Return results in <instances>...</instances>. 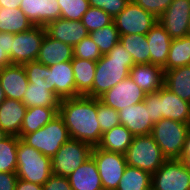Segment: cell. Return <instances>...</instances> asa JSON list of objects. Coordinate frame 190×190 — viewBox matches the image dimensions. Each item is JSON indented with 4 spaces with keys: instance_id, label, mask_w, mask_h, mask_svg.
Here are the masks:
<instances>
[{
    "instance_id": "cell-1",
    "label": "cell",
    "mask_w": 190,
    "mask_h": 190,
    "mask_svg": "<svg viewBox=\"0 0 190 190\" xmlns=\"http://www.w3.org/2000/svg\"><path fill=\"white\" fill-rule=\"evenodd\" d=\"M59 115L72 139L92 147L100 144L102 132L97 120V98L80 95L60 100Z\"/></svg>"
},
{
    "instance_id": "cell-2",
    "label": "cell",
    "mask_w": 190,
    "mask_h": 190,
    "mask_svg": "<svg viewBox=\"0 0 190 190\" xmlns=\"http://www.w3.org/2000/svg\"><path fill=\"white\" fill-rule=\"evenodd\" d=\"M134 61L129 52L119 43L97 61L92 89L85 95L99 99L117 83L129 77Z\"/></svg>"
},
{
    "instance_id": "cell-3",
    "label": "cell",
    "mask_w": 190,
    "mask_h": 190,
    "mask_svg": "<svg viewBox=\"0 0 190 190\" xmlns=\"http://www.w3.org/2000/svg\"><path fill=\"white\" fill-rule=\"evenodd\" d=\"M16 175L19 179L43 185L52 175L51 158L20 139L17 147Z\"/></svg>"
},
{
    "instance_id": "cell-4",
    "label": "cell",
    "mask_w": 190,
    "mask_h": 190,
    "mask_svg": "<svg viewBox=\"0 0 190 190\" xmlns=\"http://www.w3.org/2000/svg\"><path fill=\"white\" fill-rule=\"evenodd\" d=\"M190 124L162 118L154 123L151 135L167 159H180Z\"/></svg>"
},
{
    "instance_id": "cell-5",
    "label": "cell",
    "mask_w": 190,
    "mask_h": 190,
    "mask_svg": "<svg viewBox=\"0 0 190 190\" xmlns=\"http://www.w3.org/2000/svg\"><path fill=\"white\" fill-rule=\"evenodd\" d=\"M128 166L155 173L167 160L151 134L133 137L124 153Z\"/></svg>"
},
{
    "instance_id": "cell-6",
    "label": "cell",
    "mask_w": 190,
    "mask_h": 190,
    "mask_svg": "<svg viewBox=\"0 0 190 190\" xmlns=\"http://www.w3.org/2000/svg\"><path fill=\"white\" fill-rule=\"evenodd\" d=\"M63 118L58 114L49 123L37 131L25 134L21 140L43 155L53 157L58 149L70 139Z\"/></svg>"
},
{
    "instance_id": "cell-7",
    "label": "cell",
    "mask_w": 190,
    "mask_h": 190,
    "mask_svg": "<svg viewBox=\"0 0 190 190\" xmlns=\"http://www.w3.org/2000/svg\"><path fill=\"white\" fill-rule=\"evenodd\" d=\"M92 149L89 144L70 138L51 157L52 174L68 177L91 157Z\"/></svg>"
},
{
    "instance_id": "cell-8",
    "label": "cell",
    "mask_w": 190,
    "mask_h": 190,
    "mask_svg": "<svg viewBox=\"0 0 190 190\" xmlns=\"http://www.w3.org/2000/svg\"><path fill=\"white\" fill-rule=\"evenodd\" d=\"M91 156L97 164L103 190H116L127 166L125 156L93 147Z\"/></svg>"
},
{
    "instance_id": "cell-9",
    "label": "cell",
    "mask_w": 190,
    "mask_h": 190,
    "mask_svg": "<svg viewBox=\"0 0 190 190\" xmlns=\"http://www.w3.org/2000/svg\"><path fill=\"white\" fill-rule=\"evenodd\" d=\"M151 190H190V170L181 159H167L152 174Z\"/></svg>"
},
{
    "instance_id": "cell-10",
    "label": "cell",
    "mask_w": 190,
    "mask_h": 190,
    "mask_svg": "<svg viewBox=\"0 0 190 190\" xmlns=\"http://www.w3.org/2000/svg\"><path fill=\"white\" fill-rule=\"evenodd\" d=\"M45 35V26H33L28 31L14 34L9 56L11 64L23 65L36 61Z\"/></svg>"
},
{
    "instance_id": "cell-11",
    "label": "cell",
    "mask_w": 190,
    "mask_h": 190,
    "mask_svg": "<svg viewBox=\"0 0 190 190\" xmlns=\"http://www.w3.org/2000/svg\"><path fill=\"white\" fill-rule=\"evenodd\" d=\"M157 22L158 18L135 4L132 0L114 18V23L120 35H146Z\"/></svg>"
},
{
    "instance_id": "cell-12",
    "label": "cell",
    "mask_w": 190,
    "mask_h": 190,
    "mask_svg": "<svg viewBox=\"0 0 190 190\" xmlns=\"http://www.w3.org/2000/svg\"><path fill=\"white\" fill-rule=\"evenodd\" d=\"M158 22L172 39L190 35V0H173Z\"/></svg>"
},
{
    "instance_id": "cell-13",
    "label": "cell",
    "mask_w": 190,
    "mask_h": 190,
    "mask_svg": "<svg viewBox=\"0 0 190 190\" xmlns=\"http://www.w3.org/2000/svg\"><path fill=\"white\" fill-rule=\"evenodd\" d=\"M145 97L146 92L132 81L130 77H127L105 92L99 99L106 106L118 112L127 106L144 101Z\"/></svg>"
},
{
    "instance_id": "cell-14",
    "label": "cell",
    "mask_w": 190,
    "mask_h": 190,
    "mask_svg": "<svg viewBox=\"0 0 190 190\" xmlns=\"http://www.w3.org/2000/svg\"><path fill=\"white\" fill-rule=\"evenodd\" d=\"M19 9L34 26H46L61 17L58 0H22Z\"/></svg>"
},
{
    "instance_id": "cell-15",
    "label": "cell",
    "mask_w": 190,
    "mask_h": 190,
    "mask_svg": "<svg viewBox=\"0 0 190 190\" xmlns=\"http://www.w3.org/2000/svg\"><path fill=\"white\" fill-rule=\"evenodd\" d=\"M118 113L120 124L124 125L134 137L151 134L154 123L150 119L144 101L127 106Z\"/></svg>"
},
{
    "instance_id": "cell-16",
    "label": "cell",
    "mask_w": 190,
    "mask_h": 190,
    "mask_svg": "<svg viewBox=\"0 0 190 190\" xmlns=\"http://www.w3.org/2000/svg\"><path fill=\"white\" fill-rule=\"evenodd\" d=\"M46 34L74 47L83 38L89 36L87 28L78 20L59 18L45 26Z\"/></svg>"
},
{
    "instance_id": "cell-17",
    "label": "cell",
    "mask_w": 190,
    "mask_h": 190,
    "mask_svg": "<svg viewBox=\"0 0 190 190\" xmlns=\"http://www.w3.org/2000/svg\"><path fill=\"white\" fill-rule=\"evenodd\" d=\"M28 83L23 65L10 64L0 69V85L6 98L23 101Z\"/></svg>"
},
{
    "instance_id": "cell-18",
    "label": "cell",
    "mask_w": 190,
    "mask_h": 190,
    "mask_svg": "<svg viewBox=\"0 0 190 190\" xmlns=\"http://www.w3.org/2000/svg\"><path fill=\"white\" fill-rule=\"evenodd\" d=\"M164 69L155 64H135L129 73V77L144 92L155 93L164 86Z\"/></svg>"
},
{
    "instance_id": "cell-19",
    "label": "cell",
    "mask_w": 190,
    "mask_h": 190,
    "mask_svg": "<svg viewBox=\"0 0 190 190\" xmlns=\"http://www.w3.org/2000/svg\"><path fill=\"white\" fill-rule=\"evenodd\" d=\"M27 107L19 100L6 98L0 104V128L8 135L18 136Z\"/></svg>"
},
{
    "instance_id": "cell-20",
    "label": "cell",
    "mask_w": 190,
    "mask_h": 190,
    "mask_svg": "<svg viewBox=\"0 0 190 190\" xmlns=\"http://www.w3.org/2000/svg\"><path fill=\"white\" fill-rule=\"evenodd\" d=\"M161 119L167 118L190 124V102L181 99L166 87L160 88Z\"/></svg>"
},
{
    "instance_id": "cell-21",
    "label": "cell",
    "mask_w": 190,
    "mask_h": 190,
    "mask_svg": "<svg viewBox=\"0 0 190 190\" xmlns=\"http://www.w3.org/2000/svg\"><path fill=\"white\" fill-rule=\"evenodd\" d=\"M67 178L72 190H103L97 164L92 156Z\"/></svg>"
},
{
    "instance_id": "cell-22",
    "label": "cell",
    "mask_w": 190,
    "mask_h": 190,
    "mask_svg": "<svg viewBox=\"0 0 190 190\" xmlns=\"http://www.w3.org/2000/svg\"><path fill=\"white\" fill-rule=\"evenodd\" d=\"M72 59L73 47L71 45L49 37L47 34L45 35L36 60L37 62L46 66H52L71 61Z\"/></svg>"
},
{
    "instance_id": "cell-23",
    "label": "cell",
    "mask_w": 190,
    "mask_h": 190,
    "mask_svg": "<svg viewBox=\"0 0 190 190\" xmlns=\"http://www.w3.org/2000/svg\"><path fill=\"white\" fill-rule=\"evenodd\" d=\"M146 37L150 48V64L164 67L172 38L159 22L150 29Z\"/></svg>"
},
{
    "instance_id": "cell-24",
    "label": "cell",
    "mask_w": 190,
    "mask_h": 190,
    "mask_svg": "<svg viewBox=\"0 0 190 190\" xmlns=\"http://www.w3.org/2000/svg\"><path fill=\"white\" fill-rule=\"evenodd\" d=\"M55 95L60 99L75 97V81L71 61L49 66Z\"/></svg>"
},
{
    "instance_id": "cell-25",
    "label": "cell",
    "mask_w": 190,
    "mask_h": 190,
    "mask_svg": "<svg viewBox=\"0 0 190 190\" xmlns=\"http://www.w3.org/2000/svg\"><path fill=\"white\" fill-rule=\"evenodd\" d=\"M96 64L97 61L75 57L71 60L75 81V97L86 95L92 89Z\"/></svg>"
},
{
    "instance_id": "cell-26",
    "label": "cell",
    "mask_w": 190,
    "mask_h": 190,
    "mask_svg": "<svg viewBox=\"0 0 190 190\" xmlns=\"http://www.w3.org/2000/svg\"><path fill=\"white\" fill-rule=\"evenodd\" d=\"M59 114V107H29L20 130V138L25 134H30L49 123Z\"/></svg>"
},
{
    "instance_id": "cell-27",
    "label": "cell",
    "mask_w": 190,
    "mask_h": 190,
    "mask_svg": "<svg viewBox=\"0 0 190 190\" xmlns=\"http://www.w3.org/2000/svg\"><path fill=\"white\" fill-rule=\"evenodd\" d=\"M164 87L190 102V65L165 71Z\"/></svg>"
},
{
    "instance_id": "cell-28",
    "label": "cell",
    "mask_w": 190,
    "mask_h": 190,
    "mask_svg": "<svg viewBox=\"0 0 190 190\" xmlns=\"http://www.w3.org/2000/svg\"><path fill=\"white\" fill-rule=\"evenodd\" d=\"M132 133L124 126L118 125L103 133L99 148L124 154L133 140Z\"/></svg>"
},
{
    "instance_id": "cell-29",
    "label": "cell",
    "mask_w": 190,
    "mask_h": 190,
    "mask_svg": "<svg viewBox=\"0 0 190 190\" xmlns=\"http://www.w3.org/2000/svg\"><path fill=\"white\" fill-rule=\"evenodd\" d=\"M33 26L19 8L0 7V32L17 34L28 31Z\"/></svg>"
},
{
    "instance_id": "cell-30",
    "label": "cell",
    "mask_w": 190,
    "mask_h": 190,
    "mask_svg": "<svg viewBox=\"0 0 190 190\" xmlns=\"http://www.w3.org/2000/svg\"><path fill=\"white\" fill-rule=\"evenodd\" d=\"M120 44L133 58L134 64L150 63V48L146 35H120Z\"/></svg>"
},
{
    "instance_id": "cell-31",
    "label": "cell",
    "mask_w": 190,
    "mask_h": 190,
    "mask_svg": "<svg viewBox=\"0 0 190 190\" xmlns=\"http://www.w3.org/2000/svg\"><path fill=\"white\" fill-rule=\"evenodd\" d=\"M190 65V35L172 39L164 72Z\"/></svg>"
},
{
    "instance_id": "cell-32",
    "label": "cell",
    "mask_w": 190,
    "mask_h": 190,
    "mask_svg": "<svg viewBox=\"0 0 190 190\" xmlns=\"http://www.w3.org/2000/svg\"><path fill=\"white\" fill-rule=\"evenodd\" d=\"M27 108L29 107H59L60 99L52 92L49 87L35 86L28 83L22 101Z\"/></svg>"
},
{
    "instance_id": "cell-33",
    "label": "cell",
    "mask_w": 190,
    "mask_h": 190,
    "mask_svg": "<svg viewBox=\"0 0 190 190\" xmlns=\"http://www.w3.org/2000/svg\"><path fill=\"white\" fill-rule=\"evenodd\" d=\"M151 182V173L127 165L116 190H151Z\"/></svg>"
},
{
    "instance_id": "cell-34",
    "label": "cell",
    "mask_w": 190,
    "mask_h": 190,
    "mask_svg": "<svg viewBox=\"0 0 190 190\" xmlns=\"http://www.w3.org/2000/svg\"><path fill=\"white\" fill-rule=\"evenodd\" d=\"M21 138L9 135L0 141V172H16L17 147Z\"/></svg>"
},
{
    "instance_id": "cell-35",
    "label": "cell",
    "mask_w": 190,
    "mask_h": 190,
    "mask_svg": "<svg viewBox=\"0 0 190 190\" xmlns=\"http://www.w3.org/2000/svg\"><path fill=\"white\" fill-rule=\"evenodd\" d=\"M92 41L98 46L102 55H106L120 41V34L114 21L101 29L89 33Z\"/></svg>"
},
{
    "instance_id": "cell-36",
    "label": "cell",
    "mask_w": 190,
    "mask_h": 190,
    "mask_svg": "<svg viewBox=\"0 0 190 190\" xmlns=\"http://www.w3.org/2000/svg\"><path fill=\"white\" fill-rule=\"evenodd\" d=\"M23 66L29 83H33L35 86L49 87V91L55 94L49 66L43 65L37 61L25 63Z\"/></svg>"
},
{
    "instance_id": "cell-37",
    "label": "cell",
    "mask_w": 190,
    "mask_h": 190,
    "mask_svg": "<svg viewBox=\"0 0 190 190\" xmlns=\"http://www.w3.org/2000/svg\"><path fill=\"white\" fill-rule=\"evenodd\" d=\"M113 21L114 19L108 13L94 7H89L81 19L82 24L87 28L89 33L101 29Z\"/></svg>"
},
{
    "instance_id": "cell-38",
    "label": "cell",
    "mask_w": 190,
    "mask_h": 190,
    "mask_svg": "<svg viewBox=\"0 0 190 190\" xmlns=\"http://www.w3.org/2000/svg\"><path fill=\"white\" fill-rule=\"evenodd\" d=\"M61 18L81 21L82 16L88 10V0H58Z\"/></svg>"
},
{
    "instance_id": "cell-39",
    "label": "cell",
    "mask_w": 190,
    "mask_h": 190,
    "mask_svg": "<svg viewBox=\"0 0 190 190\" xmlns=\"http://www.w3.org/2000/svg\"><path fill=\"white\" fill-rule=\"evenodd\" d=\"M97 120L102 135L113 127L120 125L119 113L115 109L106 106L100 99H97Z\"/></svg>"
},
{
    "instance_id": "cell-40",
    "label": "cell",
    "mask_w": 190,
    "mask_h": 190,
    "mask_svg": "<svg viewBox=\"0 0 190 190\" xmlns=\"http://www.w3.org/2000/svg\"><path fill=\"white\" fill-rule=\"evenodd\" d=\"M73 57L85 60L98 61L102 54L98 46L92 41L90 36L83 38L73 47Z\"/></svg>"
},
{
    "instance_id": "cell-41",
    "label": "cell",
    "mask_w": 190,
    "mask_h": 190,
    "mask_svg": "<svg viewBox=\"0 0 190 190\" xmlns=\"http://www.w3.org/2000/svg\"><path fill=\"white\" fill-rule=\"evenodd\" d=\"M88 2L90 7L99 8L114 19L126 8L130 0H88Z\"/></svg>"
},
{
    "instance_id": "cell-42",
    "label": "cell",
    "mask_w": 190,
    "mask_h": 190,
    "mask_svg": "<svg viewBox=\"0 0 190 190\" xmlns=\"http://www.w3.org/2000/svg\"><path fill=\"white\" fill-rule=\"evenodd\" d=\"M147 12L159 18L169 7L173 0H132Z\"/></svg>"
},
{
    "instance_id": "cell-43",
    "label": "cell",
    "mask_w": 190,
    "mask_h": 190,
    "mask_svg": "<svg viewBox=\"0 0 190 190\" xmlns=\"http://www.w3.org/2000/svg\"><path fill=\"white\" fill-rule=\"evenodd\" d=\"M144 103L146 108H148L152 122H158L161 119L160 89L155 93H146Z\"/></svg>"
},
{
    "instance_id": "cell-44",
    "label": "cell",
    "mask_w": 190,
    "mask_h": 190,
    "mask_svg": "<svg viewBox=\"0 0 190 190\" xmlns=\"http://www.w3.org/2000/svg\"><path fill=\"white\" fill-rule=\"evenodd\" d=\"M43 190H72L67 177L52 174L43 184Z\"/></svg>"
},
{
    "instance_id": "cell-45",
    "label": "cell",
    "mask_w": 190,
    "mask_h": 190,
    "mask_svg": "<svg viewBox=\"0 0 190 190\" xmlns=\"http://www.w3.org/2000/svg\"><path fill=\"white\" fill-rule=\"evenodd\" d=\"M17 180L16 172H0V190H15Z\"/></svg>"
},
{
    "instance_id": "cell-46",
    "label": "cell",
    "mask_w": 190,
    "mask_h": 190,
    "mask_svg": "<svg viewBox=\"0 0 190 190\" xmlns=\"http://www.w3.org/2000/svg\"><path fill=\"white\" fill-rule=\"evenodd\" d=\"M12 41H14L13 33L0 32V46L8 56H10L12 52Z\"/></svg>"
},
{
    "instance_id": "cell-47",
    "label": "cell",
    "mask_w": 190,
    "mask_h": 190,
    "mask_svg": "<svg viewBox=\"0 0 190 190\" xmlns=\"http://www.w3.org/2000/svg\"><path fill=\"white\" fill-rule=\"evenodd\" d=\"M15 190H43V185L35 184L18 178Z\"/></svg>"
},
{
    "instance_id": "cell-48",
    "label": "cell",
    "mask_w": 190,
    "mask_h": 190,
    "mask_svg": "<svg viewBox=\"0 0 190 190\" xmlns=\"http://www.w3.org/2000/svg\"><path fill=\"white\" fill-rule=\"evenodd\" d=\"M21 2L22 0H0V7L17 9L20 7Z\"/></svg>"
},
{
    "instance_id": "cell-49",
    "label": "cell",
    "mask_w": 190,
    "mask_h": 190,
    "mask_svg": "<svg viewBox=\"0 0 190 190\" xmlns=\"http://www.w3.org/2000/svg\"><path fill=\"white\" fill-rule=\"evenodd\" d=\"M10 64V57L5 53V51H3V48L0 46V69Z\"/></svg>"
},
{
    "instance_id": "cell-50",
    "label": "cell",
    "mask_w": 190,
    "mask_h": 190,
    "mask_svg": "<svg viewBox=\"0 0 190 190\" xmlns=\"http://www.w3.org/2000/svg\"><path fill=\"white\" fill-rule=\"evenodd\" d=\"M182 154H190V127L187 133L184 151Z\"/></svg>"
},
{
    "instance_id": "cell-51",
    "label": "cell",
    "mask_w": 190,
    "mask_h": 190,
    "mask_svg": "<svg viewBox=\"0 0 190 190\" xmlns=\"http://www.w3.org/2000/svg\"><path fill=\"white\" fill-rule=\"evenodd\" d=\"M185 166L190 170V154H182L181 158Z\"/></svg>"
},
{
    "instance_id": "cell-52",
    "label": "cell",
    "mask_w": 190,
    "mask_h": 190,
    "mask_svg": "<svg viewBox=\"0 0 190 190\" xmlns=\"http://www.w3.org/2000/svg\"><path fill=\"white\" fill-rule=\"evenodd\" d=\"M6 99L5 93L0 85V104Z\"/></svg>"
},
{
    "instance_id": "cell-53",
    "label": "cell",
    "mask_w": 190,
    "mask_h": 190,
    "mask_svg": "<svg viewBox=\"0 0 190 190\" xmlns=\"http://www.w3.org/2000/svg\"><path fill=\"white\" fill-rule=\"evenodd\" d=\"M9 135L3 131L1 128H0V141L4 140L5 138H7Z\"/></svg>"
}]
</instances>
